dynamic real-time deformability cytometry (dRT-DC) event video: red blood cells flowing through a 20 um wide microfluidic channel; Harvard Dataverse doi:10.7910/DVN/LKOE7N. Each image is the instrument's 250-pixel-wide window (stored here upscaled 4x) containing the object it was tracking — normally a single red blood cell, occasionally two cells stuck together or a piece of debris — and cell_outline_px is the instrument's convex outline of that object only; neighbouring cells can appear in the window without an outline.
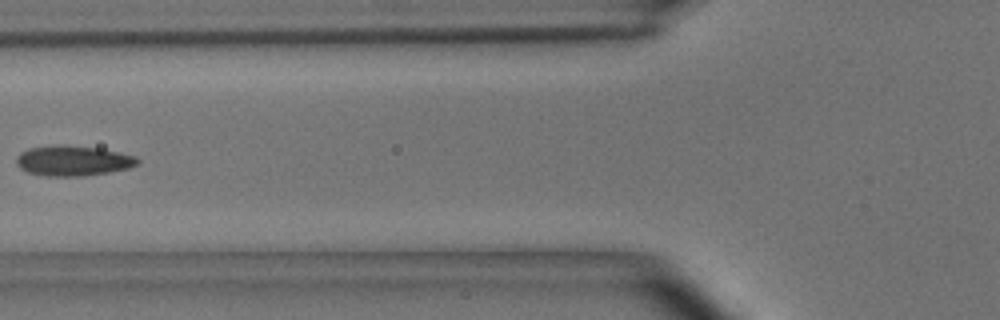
{"species": "common noctule bat (a hibernating species)", "species_latin": "Nyctalus noctula", "temperature_condition": "room temperature", "stored_images_in_passage": 8, "camera_frame_rate_fps": 3000, "um_per_image_px": 0.085, "animal": {"sex": "male", "body_mass_g": 15.6}, "frame": {"image": 1, "passage_image": 4, "time_ms": 1.0, "image_size_px": [1000, 320], "cell_outline_px": [[140, 164], [128, 168], [108, 172], [80, 176], [48, 176], [28, 172], [20, 168], [16, 164], [16, 156], [20, 152], [28, 148], [64, 144], [100, 148], [120, 152], [136, 156], [140, 160]], "centroid_in_image_um": [6.22, 13.65], "position_along_channel_um": 119.6, "area_um2": 21.5}}